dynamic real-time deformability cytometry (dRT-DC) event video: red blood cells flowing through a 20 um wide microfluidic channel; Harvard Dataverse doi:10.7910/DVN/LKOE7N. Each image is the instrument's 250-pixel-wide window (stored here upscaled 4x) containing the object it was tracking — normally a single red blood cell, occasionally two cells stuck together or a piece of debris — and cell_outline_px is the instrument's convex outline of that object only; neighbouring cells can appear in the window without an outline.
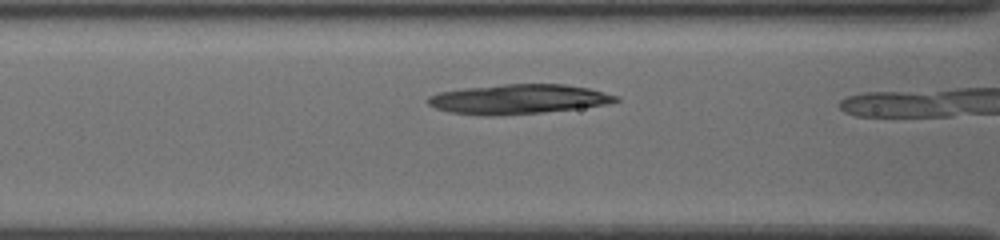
{"species": "common noctule bat (a hibernating species)", "species_latin": "Nyctalus noctula", "temperature_condition": "cold", "stored_images_in_passage": 8, "camera_frame_rate_fps": 3000, "um_per_image_px": 0.085, "animal": {"sex": "female", "body_mass_g": 19.5, "forearm_length_mm": 54.1}, "frame": {"image": 1, "passage_image": 7, "time_ms": 2.0, "image_size_px": [1000, 240], "cell_outline_px": [[620, 100], [604, 104], [544, 112], [492, 116], [484, 116], [448, 112], [436, 108], [428, 104], [428, 96], [440, 92], [464, 88], [504, 84], [564, 84], [588, 88], [620, 96]], "centroid_in_image_um": [44.02, 8.42], "position_along_channel_um": 122.6, "area_um2": 32.25}}